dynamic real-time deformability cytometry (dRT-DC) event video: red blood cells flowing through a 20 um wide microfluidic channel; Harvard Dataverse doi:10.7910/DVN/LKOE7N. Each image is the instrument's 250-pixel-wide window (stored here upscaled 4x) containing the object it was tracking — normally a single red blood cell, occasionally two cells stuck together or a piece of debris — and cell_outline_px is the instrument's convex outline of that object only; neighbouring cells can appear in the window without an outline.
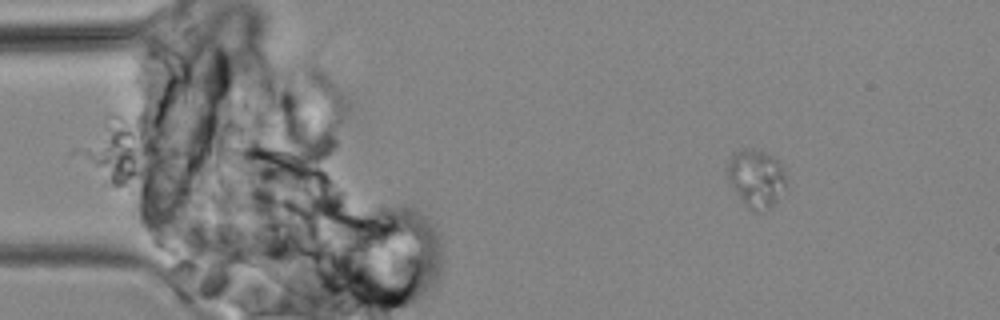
{"species": "common noctule bat (a hibernating species)", "species_latin": "Nyctalus noctula", "temperature_condition": "cold", "stored_images_in_passage": 8, "camera_frame_rate_fps": 3000, "um_per_image_px": 0.085, "animal": {"sex": "male", "body_mass_g": 19.2, "forearm_length_mm": 51.8}, "frame": {"image": 1, "passage_image": 4, "time_ms": 4.0, "image_size_px": [1000, 320], "cell_outline_px": [[788, 188], [768, 208], [756, 212], [752, 212], [744, 204], [732, 188], [728, 180], [728, 160], [736, 152], [744, 148], [764, 152], [772, 156], [780, 164], [784, 172]], "centroid_in_image_um": [64.29, 15.18], "position_along_channel_um": 20.7, "area_um2": 19.71}}